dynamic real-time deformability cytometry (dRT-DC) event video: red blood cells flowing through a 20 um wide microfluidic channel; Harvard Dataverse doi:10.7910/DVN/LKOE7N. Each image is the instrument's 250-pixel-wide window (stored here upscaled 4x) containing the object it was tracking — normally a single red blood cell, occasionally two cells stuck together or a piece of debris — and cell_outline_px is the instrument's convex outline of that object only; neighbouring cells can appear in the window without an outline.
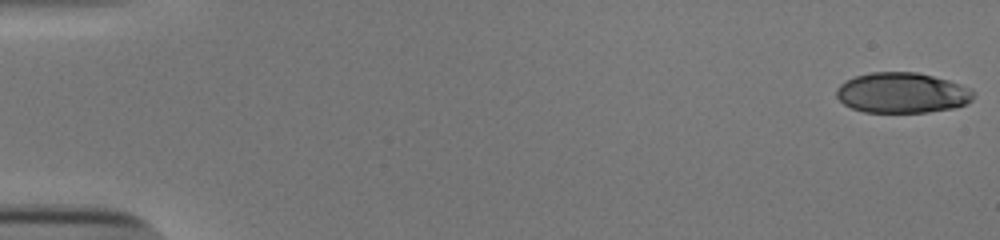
{"species": "human", "species_latin": "Homo sapiens", "temperature_condition": "cold", "stored_images_in_passage": 53, "camera_frame_rate_fps": 3000, "um_per_image_px": 0.085, "donor": {"sex": "male"}, "frame": {"image": 1, "passage_image": 1, "time_ms": 0.0, "image_size_px": [1000, 240], "cell_outline_px": [[976, 92], [972, 100], [968, 104], [956, 108], [928, 112], [864, 112], [852, 108], [844, 104], [836, 96], [836, 88], [840, 84], [856, 76], [872, 72], [916, 72], [948, 80], [972, 88]], "centroid_in_image_um": [76.73, 7.9], "position_along_channel_um": 8.3, "area_um2": 32.48}}
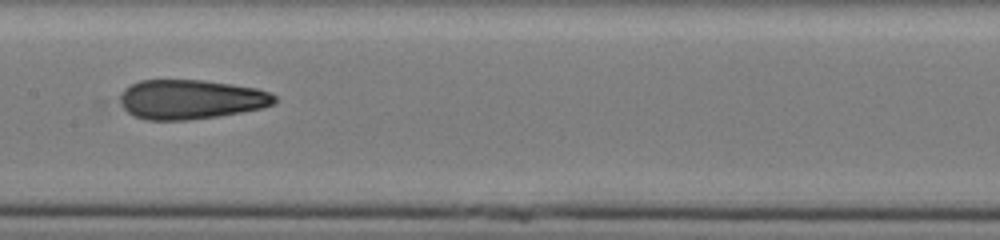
{"frame": {"image": 2, "passage_image": 28, "time_ms": 9.0, "image_size_px": [1000, 240], "cell_outline_px": [[276, 100], [272, 104], [260, 108], [220, 116], [188, 120], [148, 120], [136, 116], [128, 112], [120, 104], [120, 96], [124, 88], [140, 80], [204, 80], [232, 84], [256, 88], [268, 92], [276, 96]], "centroid_in_image_um": [16.2, 8.44], "position_along_channel_um": 191.2, "area_um2": 35.43}}
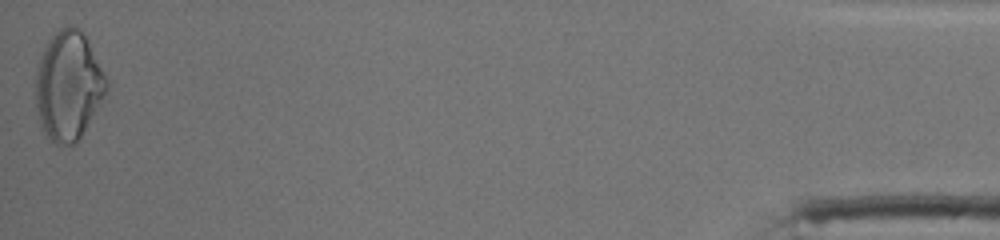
{"frame": {"image": 3, "passage_image": 53, "time_ms": 17.333, "image_size_px": [1000, 240], "cell_outline_px": [[108, 88], [104, 96], [76, 144], [60, 148], [48, 136], [40, 120], [36, 104], [36, 68], [40, 56], [48, 40], [60, 28], [72, 24], [80, 28], [88, 40], [108, 80]], "centroid_in_image_um": [5.82, 7.27], "position_along_channel_um": 429.4, "area_um2": 44.85}, "authors_computed_cell_mechanics": {"area_um2": 35.4314, "velocity_mm_per_s": 3.9137, "shape_relaxation_time_tau1_ms": 10.693, "shape_relaxation_time_tau2_ms": 1.8495, "deformation_change_tau1": 0.2701, "deformation_change_tau2": 0.0926}}